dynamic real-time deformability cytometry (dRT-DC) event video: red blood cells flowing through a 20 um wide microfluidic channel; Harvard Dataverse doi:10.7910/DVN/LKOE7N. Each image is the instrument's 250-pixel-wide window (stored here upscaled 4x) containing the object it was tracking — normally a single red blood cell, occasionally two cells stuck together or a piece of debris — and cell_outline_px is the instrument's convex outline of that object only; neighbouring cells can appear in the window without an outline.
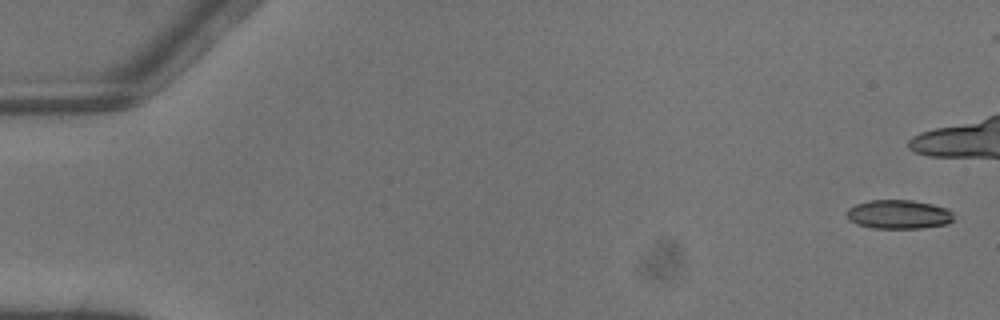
{"species": "common noctule bat (a hibernating species)", "species_latin": "Nyctalus noctula", "temperature_condition": "warm", "stored_images_in_passage": 8, "camera_frame_rate_fps": 3000, "um_per_image_px": 0.085, "animal": {"sex": "male", "body_mass_g": 13.3}, "frame": {"image": 1, "passage_image": 1, "time_ms": 0.0, "image_size_px": [1000, 320], "cell_outline_px": [[952, 220], [948, 224], [924, 228], [872, 228], [856, 224], [848, 220], [844, 212], [848, 208], [856, 204], [872, 200], [912, 200], [932, 204], [948, 208], [952, 212]], "centroid_in_image_um": [76.36, 18.22], "position_along_channel_um": 8.6, "area_um2": 18.26}}
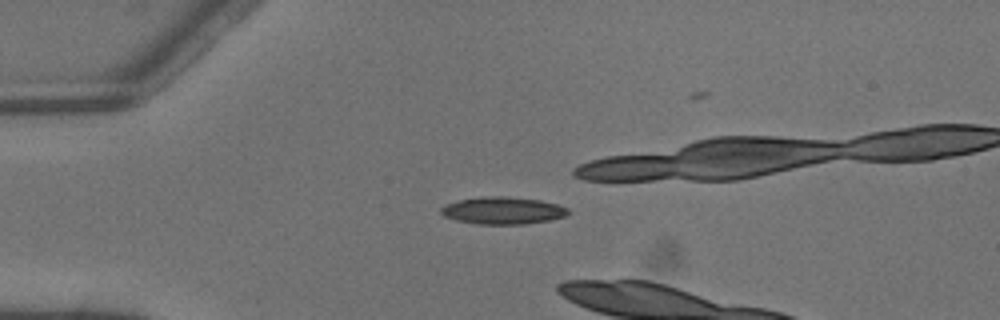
{"frame": {"image": 2, "passage_image": 4, "time_ms": 1.0, "image_size_px": [1000, 320], "cell_outline_px": [[568, 212], [564, 216], [548, 220], [524, 224], [476, 224], [456, 220], [444, 216], [440, 212], [440, 208], [444, 204], [460, 200], [492, 196], [504, 196], [540, 200], [556, 204], [568, 208]], "centroid_in_image_um": [42.7, 17.9], "position_along_channel_um": 42.3, "area_um2": 19.94}}
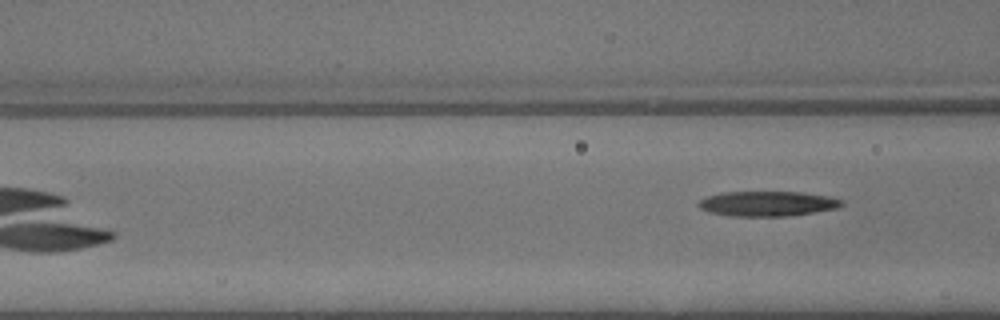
{"frame": {"image": 3, "passage_image": 8, "time_ms": 2.333, "image_size_px": [1000, 320], "cell_outline_px": [[844, 204], [836, 208], [816, 212], [788, 216], [728, 216], [708, 212], [700, 208], [696, 204], [700, 200], [708, 196], [724, 192], [804, 192], [828, 196], [844, 200]], "centroid_in_image_um": [65.24, 17.31], "position_along_channel_um": 101.4, "area_um2": 20.98}}